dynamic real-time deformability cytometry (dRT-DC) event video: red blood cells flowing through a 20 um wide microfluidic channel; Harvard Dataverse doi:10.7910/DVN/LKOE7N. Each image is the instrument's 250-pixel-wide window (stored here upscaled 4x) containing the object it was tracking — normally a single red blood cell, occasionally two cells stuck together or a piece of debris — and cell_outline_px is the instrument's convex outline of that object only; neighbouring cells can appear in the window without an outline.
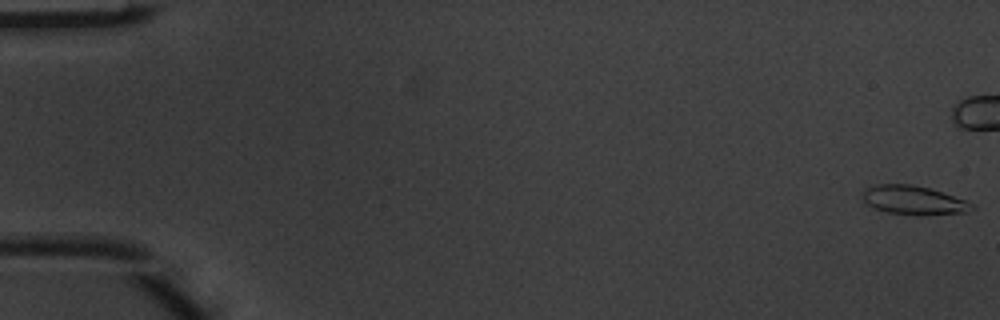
{"species": "common noctule bat (a hibernating species)", "species_latin": "Nyctalus noctula", "temperature_condition": "warm", "stored_images_in_passage": 7, "camera_frame_rate_fps": 3000, "um_per_image_px": 0.085, "animal": {"sex": "male", "body_mass_g": 20.1, "forearm_length_mm": 53.5}, "frame": {"image": 1, "passage_image": 1, "time_ms": 0.0, "image_size_px": [1000, 320], "cell_outline_px": [[976, 208], [968, 212], [924, 216], [920, 216], [888, 212], [876, 208], [868, 204], [864, 200], [864, 188], [876, 184], [912, 184], [928, 188], [964, 200], [972, 204]], "centroid_in_image_um": [77.68, 17.03], "position_along_channel_um": 7.3, "area_um2": 18.26}}
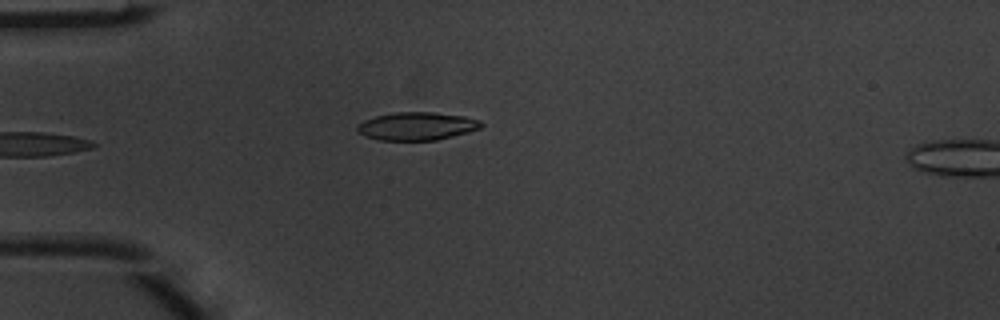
{"frame": {"image": 2, "passage_image": 6, "time_ms": 1.667, "image_size_px": [1000, 320], "cell_outline_px": [[484, 124], [480, 128], [468, 132], [436, 140], [380, 140], [364, 136], [356, 132], [356, 124], [364, 120], [376, 116], [396, 112], [432, 112], [464, 116], [480, 120]], "centroid_in_image_um": [35.4, 10.72], "position_along_channel_um": 49.6, "area_um2": 20.29}}